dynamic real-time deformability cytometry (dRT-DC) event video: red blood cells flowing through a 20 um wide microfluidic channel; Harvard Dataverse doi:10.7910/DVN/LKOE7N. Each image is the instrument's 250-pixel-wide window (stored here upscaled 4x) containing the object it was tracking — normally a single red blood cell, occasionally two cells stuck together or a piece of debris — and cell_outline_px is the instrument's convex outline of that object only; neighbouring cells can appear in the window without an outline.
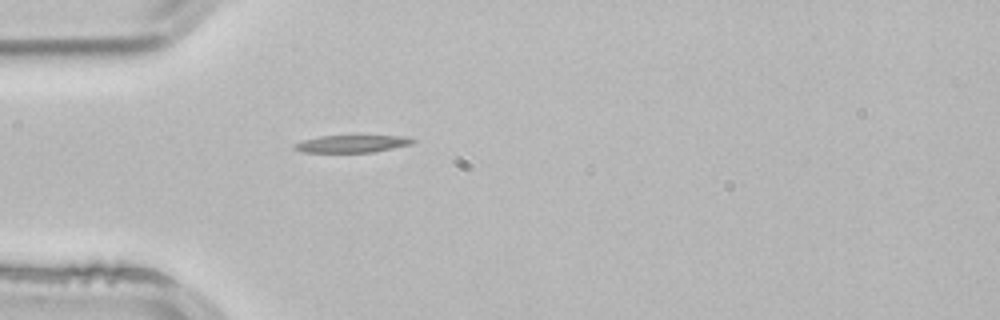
{"species": "common noctule bat (a hibernating species)", "species_latin": "Nyctalus noctula", "temperature_condition": "room temperature", "stored_images_in_passage": 1, "camera_frame_rate_fps": 3000, "um_per_image_px": 0.085, "animal": {"sex": "male", "body_mass_g": 21.5, "forearm_length_mm": 52.0}, "frame": {"image": 1, "passage_image": 1, "time_ms": 0.0, "image_size_px": [1000, 320], "cell_outline_px": [[416, 140], [412, 144], [372, 152], [304, 152], [292, 148], [292, 144], [304, 140], [320, 136], [356, 132], [404, 136]], "centroid_in_image_um": [29.95, 12.15], "position_along_channel_um": 55.1, "area_um2": 13.01}}